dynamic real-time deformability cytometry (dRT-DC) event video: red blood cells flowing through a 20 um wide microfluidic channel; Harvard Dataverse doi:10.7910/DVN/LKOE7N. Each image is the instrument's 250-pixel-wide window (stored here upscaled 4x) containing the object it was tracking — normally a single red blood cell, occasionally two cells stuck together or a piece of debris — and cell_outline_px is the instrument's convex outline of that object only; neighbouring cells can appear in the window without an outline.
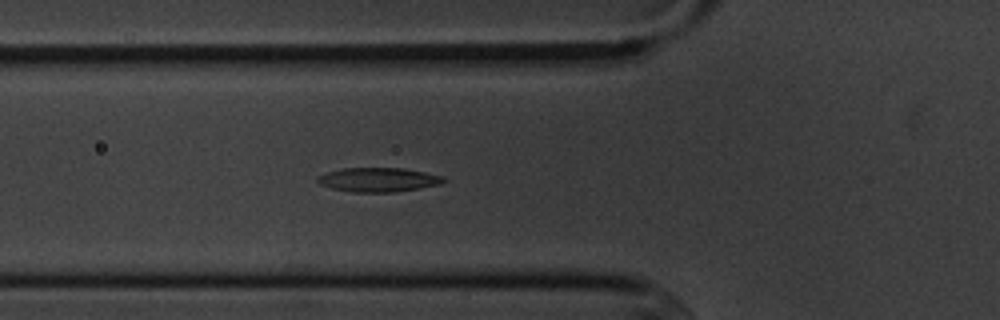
{"species": "common noctule bat (a hibernating species)", "species_latin": "Nyctalus noctula", "temperature_condition": "cold", "stored_images_in_passage": 4, "camera_frame_rate_fps": 3000, "um_per_image_px": 0.085, "animal": {"sex": "male", "body_mass_g": 20.1, "forearm_length_mm": 53.5}, "frame": {"image": 1, "passage_image": 4, "time_ms": 3.333, "image_size_px": [1000, 320], "cell_outline_px": [[448, 180], [440, 184], [420, 188], [396, 192], [352, 192], [332, 188], [320, 184], [316, 180], [316, 176], [328, 172], [344, 168], [404, 168], [444, 176]], "centroid_in_image_um": [32.18, 15.27], "position_along_channel_um": 93.6, "area_um2": 17.8}}